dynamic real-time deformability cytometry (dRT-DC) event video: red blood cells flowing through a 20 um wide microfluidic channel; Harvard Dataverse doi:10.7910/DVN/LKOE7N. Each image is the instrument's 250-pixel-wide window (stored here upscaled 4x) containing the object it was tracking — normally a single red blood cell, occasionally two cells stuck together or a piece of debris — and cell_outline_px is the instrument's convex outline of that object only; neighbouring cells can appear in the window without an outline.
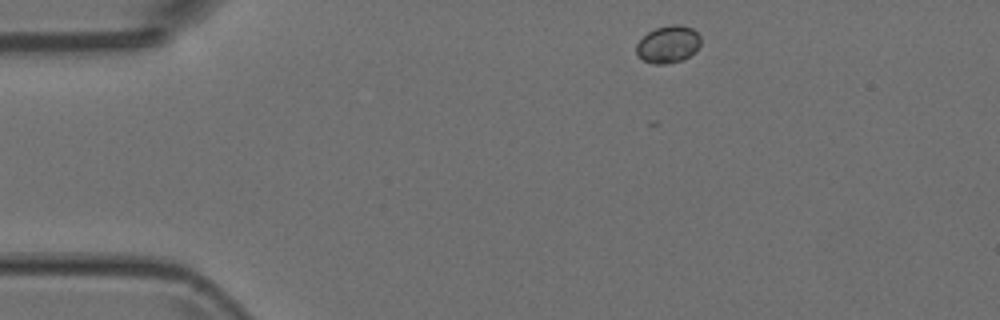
{"species": "Egyptian fruit bat (a non-hibernating species)", "species_latin": "Rousettus aegyptiacus", "temperature_condition": "room temperature", "stored_images_in_passage": 2, "camera_frame_rate_fps": 3000, "um_per_image_px": 0.085, "animal": {"sex": "female"}, "frame": {"image": 1, "passage_image": 1, "time_ms": 0.0, "image_size_px": [1000, 320], "cell_outline_px": [[700, 44], [696, 52], [684, 60], [664, 64], [656, 64], [644, 60], [636, 52], [636, 44], [648, 32], [656, 28], [672, 24], [680, 24], [692, 28], [700, 36]], "centroid_in_image_um": [56.82, 3.76], "position_along_channel_um": 28.2, "area_um2": 13.99}}